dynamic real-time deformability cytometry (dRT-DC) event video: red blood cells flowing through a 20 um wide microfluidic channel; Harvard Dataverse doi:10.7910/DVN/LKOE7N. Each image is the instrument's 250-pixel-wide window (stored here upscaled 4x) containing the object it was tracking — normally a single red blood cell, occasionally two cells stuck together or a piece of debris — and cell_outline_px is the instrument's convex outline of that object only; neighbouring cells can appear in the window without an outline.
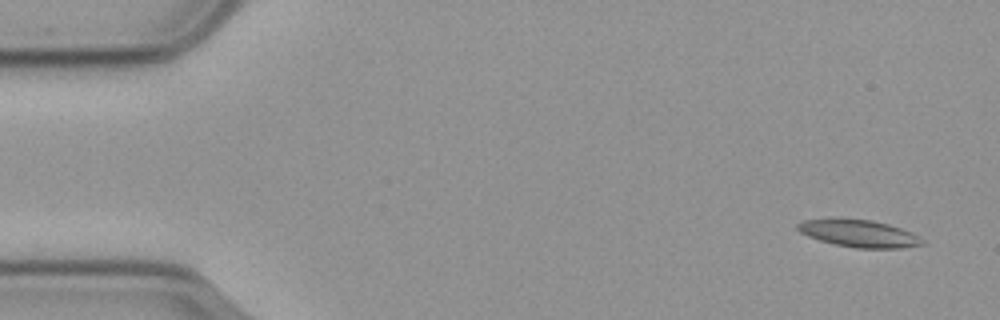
{"species": "common noctule bat (a hibernating species)", "species_latin": "Nyctalus noctula", "temperature_condition": "cold", "stored_images_in_passage": 56, "segment_of_instrument_passage": [1, 2], "camera_frame_rate_fps": 3000, "um_per_image_px": 0.085, "animal": {"sex": "male", "body_mass_g": 23.1, "forearm_length_mm": 52.7}, "frame": {"image": 1, "passage_image": 1, "time_ms": 0.0, "image_size_px": [1000, 320], "cell_outline_px": [[924, 244], [900, 248], [856, 248], [836, 244], [820, 240], [808, 236], [800, 232], [796, 228], [796, 224], [804, 220], [832, 216], [872, 220], [888, 224], [912, 232], [924, 240]], "centroid_in_image_um": [72.95, 19.8], "position_along_channel_um": 12.0, "area_um2": 20.23}}
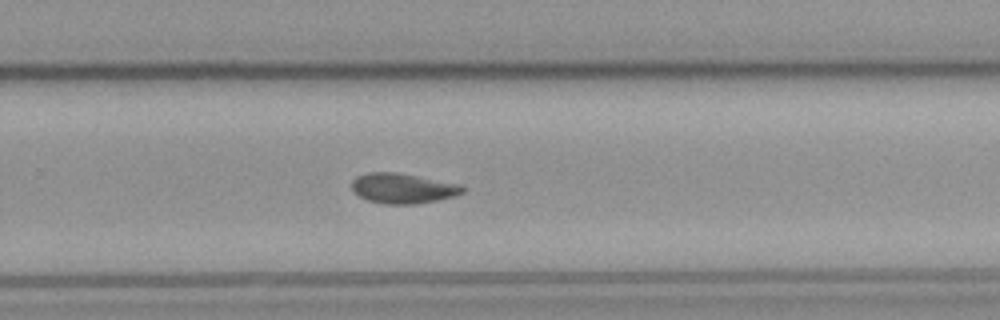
{"frame": {"image": 2, "passage_image": 35, "time_ms": 11.333, "image_size_px": [1000, 320], "cell_outline_px": [[464, 192], [452, 196], [436, 200], [416, 204], [384, 204], [368, 200], [360, 196], [352, 188], [352, 180], [356, 176], [368, 172], [396, 172], [460, 184], [464, 188]], "centroid_in_image_um": [34.22, 16.0], "position_along_channel_um": 295.6, "area_um2": 19.25}}
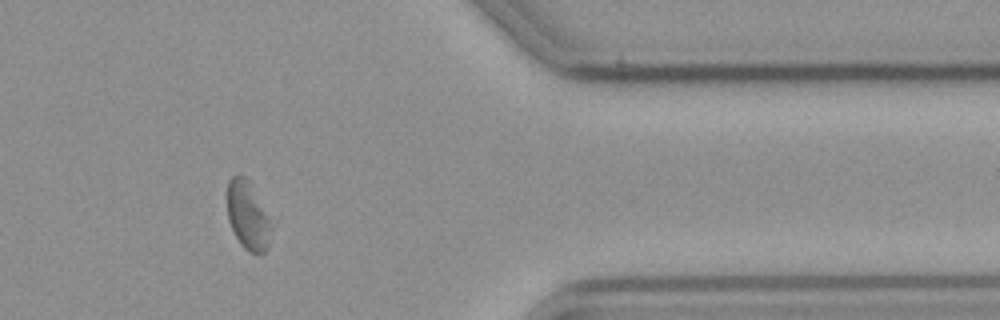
{"frame": {"image": 3, "passage_image": 45, "time_ms": 14.667, "image_size_px": [1000, 320], "cell_outline_px": [[268, 248], [264, 252], [256, 256], [248, 252], [240, 244], [228, 220], [228, 180], [232, 176], [244, 176], [248, 180], [268, 220]], "centroid_in_image_um": [21.0, 18.38], "position_along_channel_um": 390.4, "area_um2": 16.59}}